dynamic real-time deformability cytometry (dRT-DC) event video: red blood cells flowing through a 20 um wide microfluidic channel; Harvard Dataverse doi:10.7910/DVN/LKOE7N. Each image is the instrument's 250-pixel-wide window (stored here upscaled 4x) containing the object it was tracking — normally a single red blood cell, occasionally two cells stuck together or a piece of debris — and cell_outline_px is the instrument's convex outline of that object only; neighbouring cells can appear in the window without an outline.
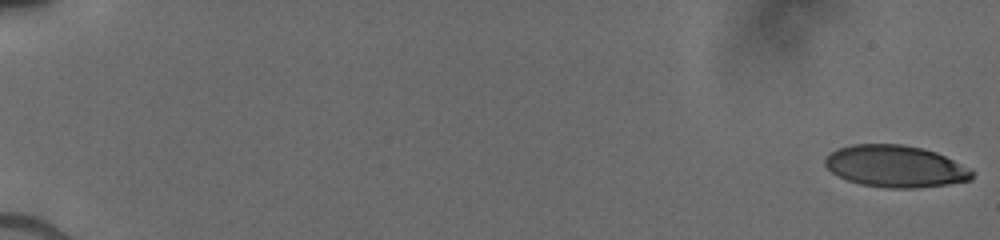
{"species": "human", "species_latin": "Homo sapiens", "temperature_condition": "cold", "stored_images_in_passage": 52, "camera_frame_rate_fps": 3000, "um_per_image_px": 0.085, "donor": {"sex": "male"}, "frame": {"image": 1, "passage_image": 1, "time_ms": 0.0, "image_size_px": [1000, 240], "cell_outline_px": [[972, 180], [948, 184], [916, 188], [884, 188], [860, 184], [836, 176], [824, 164], [824, 160], [836, 148], [852, 144], [900, 144], [920, 148], [936, 152], [952, 160], [972, 172]], "centroid_in_image_um": [76.05, 14.14], "position_along_channel_um": 9.0, "area_um2": 35.6}}
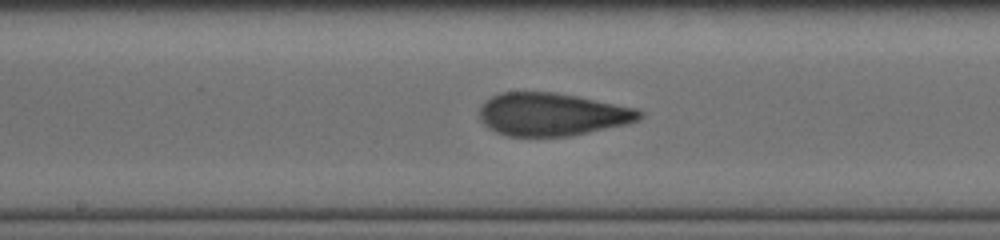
{"frame": {"image": 2, "passage_image": 30, "time_ms": 9.667, "image_size_px": [1000, 240], "cell_outline_px": [[644, 116], [640, 120], [628, 124], [572, 136], [508, 136], [496, 132], [488, 128], [480, 120], [480, 108], [492, 96], [500, 92], [552, 92], [576, 96], [636, 108], [644, 112]], "centroid_in_image_um": [46.96, 9.73], "position_along_channel_um": 201.2, "area_um2": 40.06}}
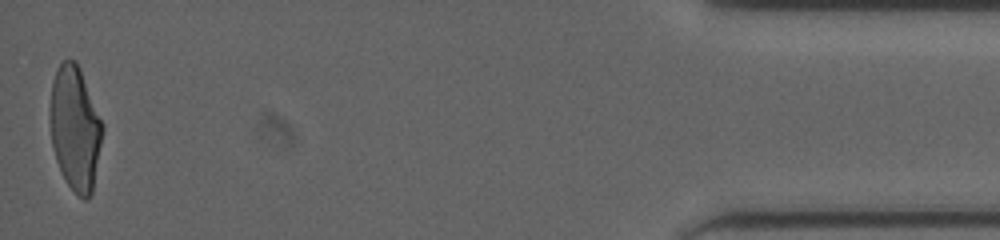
{"frame": {"image": 3, "passage_image": 52, "time_ms": 17.0, "image_size_px": [1000, 240], "cell_outline_px": [[104, 128], [92, 192], [88, 200], [84, 200], [64, 180], [56, 160], [52, 148], [52, 80], [60, 64], [64, 60], [76, 60], [80, 68], [104, 124]], "centroid_in_image_um": [6.42, 10.92], "position_along_channel_um": 428.8, "area_um2": 37.4}}